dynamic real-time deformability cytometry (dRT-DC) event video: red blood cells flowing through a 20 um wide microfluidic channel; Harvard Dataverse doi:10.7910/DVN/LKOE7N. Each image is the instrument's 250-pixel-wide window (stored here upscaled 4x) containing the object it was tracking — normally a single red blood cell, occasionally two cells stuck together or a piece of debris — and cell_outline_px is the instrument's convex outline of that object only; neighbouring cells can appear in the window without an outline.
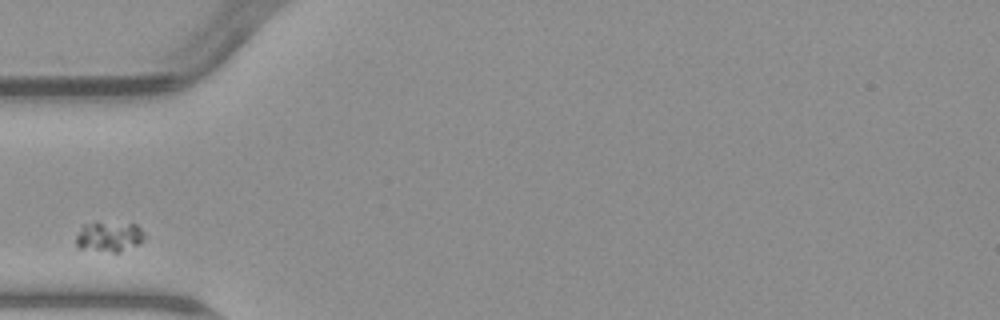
{"species": "common noctule bat (a hibernating species)", "species_latin": "Nyctalus noctula", "temperature_condition": "warm", "stored_images_in_passage": 8, "camera_frame_rate_fps": 3000, "um_per_image_px": 0.085, "animal": {"sex": "male", "body_mass_g": 23.1, "forearm_length_mm": 52.7}, "frame": {"image": 1, "passage_image": 1, "time_ms": 0.0, "image_size_px": [1000, 320], "cell_outline_px": [[148, 236], [140, 244], [120, 252], [112, 252], [76, 248], [76, 236], [84, 224], [136, 224]], "centroid_in_image_um": [9.32, 20.16], "position_along_channel_um": 75.7, "area_um2": 11.91}}
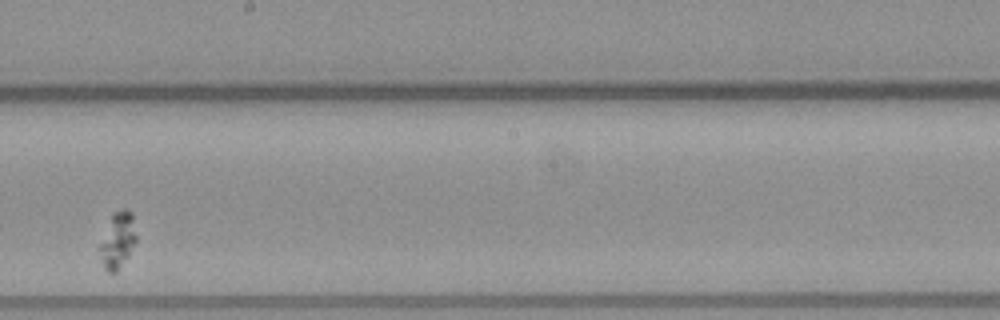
{"frame": {"image": 2, "passage_image": 5, "time_ms": 4.667, "image_size_px": [1000, 320], "cell_outline_px": [[136, 240], [128, 256], [116, 272], [108, 272], [104, 268], [100, 256], [100, 244], [112, 212], [120, 208], [128, 208], [132, 212], [136, 236]], "centroid_in_image_um": [10.01, 20.37], "position_along_channel_um": 238.2, "area_um2": 11.85}}
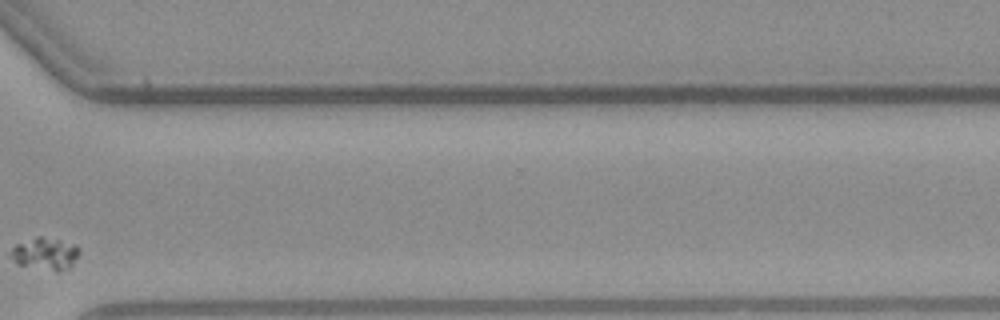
{"frame": {"image": 3, "passage_image": 8, "time_ms": 8.333, "image_size_px": [1000, 320], "cell_outline_px": [[80, 252], [72, 264], [68, 268], [56, 272], [16, 264], [12, 256], [12, 248], [16, 244], [36, 236], [40, 236], [76, 244], [80, 248]], "centroid_in_image_um": [3.86, 21.57], "position_along_channel_um": 366.7, "area_um2": 12.83}}